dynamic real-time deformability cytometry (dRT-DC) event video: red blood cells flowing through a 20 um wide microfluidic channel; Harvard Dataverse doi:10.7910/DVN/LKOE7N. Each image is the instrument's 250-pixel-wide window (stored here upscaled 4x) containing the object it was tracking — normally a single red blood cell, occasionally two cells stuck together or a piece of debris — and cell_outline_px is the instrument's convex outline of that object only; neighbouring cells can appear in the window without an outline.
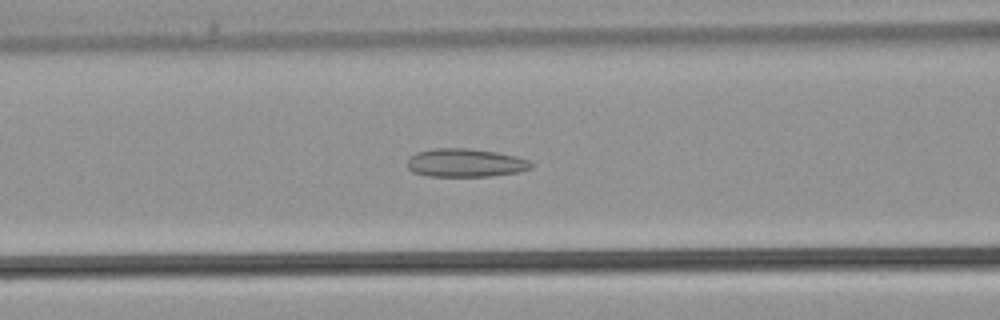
{"species": "common noctule bat (a hibernating species)", "species_latin": "Nyctalus noctula", "temperature_condition": "warm", "stored_images_in_passage": 33, "camera_frame_rate_fps": 3000, "um_per_image_px": 0.085, "animal": {"sex": "male", "body_mass_g": 21.5, "forearm_length_mm": 52.0}, "frame": {"image": 1, "passage_image": 10, "time_ms": 3.0, "image_size_px": [1000, 320], "cell_outline_px": [[532, 168], [520, 172], [492, 176], [428, 176], [412, 172], [408, 168], [408, 160], [416, 152], [436, 148], [468, 148], [496, 152], [516, 156], [528, 160], [532, 164]], "centroid_in_image_um": [39.57, 13.84], "position_along_channel_um": 127.0, "area_um2": 20.46}}
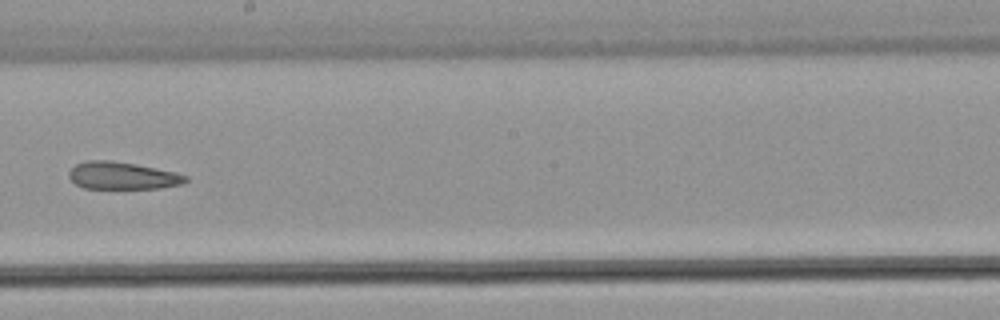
{"frame": {"image": 2, "passage_image": 16, "time_ms": 5.0, "image_size_px": [1000, 320], "cell_outline_px": [[188, 180], [184, 184], [160, 188], [84, 188], [76, 184], [68, 176], [68, 172], [76, 164], [88, 160], [112, 160], [136, 164], [176, 172], [188, 176]], "centroid_in_image_um": [10.43, 14.92], "position_along_channel_um": 237.8, "area_um2": 18.67}}
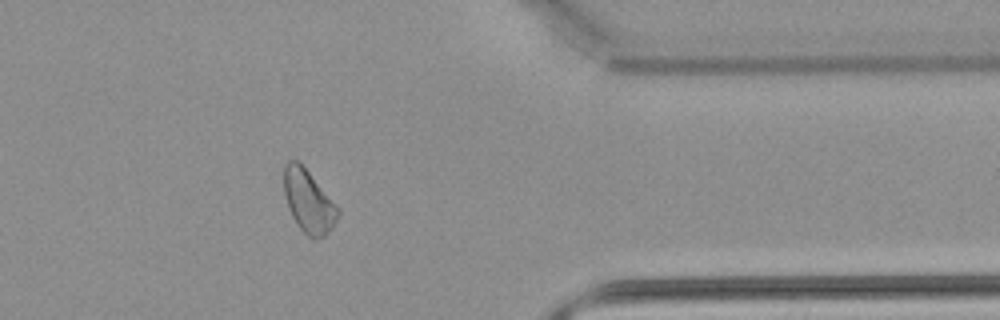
{"frame": {"image": 3, "passage_image": 25, "time_ms": 8.0, "image_size_px": [1000, 320], "cell_outline_px": [[340, 216], [332, 228], [324, 236], [316, 240], [312, 240], [300, 228], [292, 216], [288, 208], [284, 192], [284, 164], [288, 160], [296, 160], [308, 172], [340, 208]], "centroid_in_image_um": [26.24, 17.15], "position_along_channel_um": 385.2, "area_um2": 19.71}}